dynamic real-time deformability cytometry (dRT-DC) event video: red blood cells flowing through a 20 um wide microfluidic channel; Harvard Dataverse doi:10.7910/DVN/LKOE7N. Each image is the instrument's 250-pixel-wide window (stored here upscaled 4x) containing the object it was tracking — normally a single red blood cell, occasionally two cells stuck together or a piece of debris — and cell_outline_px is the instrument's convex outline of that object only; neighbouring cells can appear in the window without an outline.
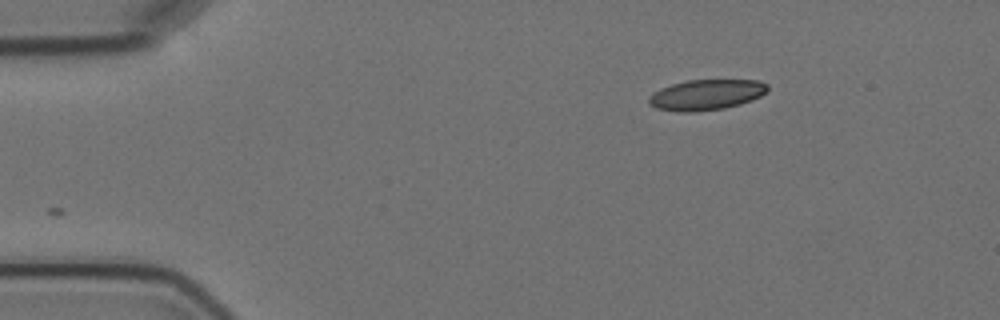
{"species": "Egyptian fruit bat (a non-hibernating species)", "species_latin": "Rousettus aegyptiacus", "temperature_condition": "cold", "stored_images_in_passage": 2, "camera_frame_rate_fps": 3000, "um_per_image_px": 0.085, "animal": {"sex": "female"}, "frame": {"image": 1, "passage_image": 2, "time_ms": 1.333, "image_size_px": [1000, 320], "cell_outline_px": [[768, 92], [752, 100], [740, 104], [724, 108], [692, 112], [680, 112], [656, 108], [648, 104], [648, 96], [652, 92], [660, 88], [672, 84], [688, 80], [760, 80], [768, 84]], "centroid_in_image_um": [60.02, 8.05], "position_along_channel_um": 25.0, "area_um2": 21.33}}